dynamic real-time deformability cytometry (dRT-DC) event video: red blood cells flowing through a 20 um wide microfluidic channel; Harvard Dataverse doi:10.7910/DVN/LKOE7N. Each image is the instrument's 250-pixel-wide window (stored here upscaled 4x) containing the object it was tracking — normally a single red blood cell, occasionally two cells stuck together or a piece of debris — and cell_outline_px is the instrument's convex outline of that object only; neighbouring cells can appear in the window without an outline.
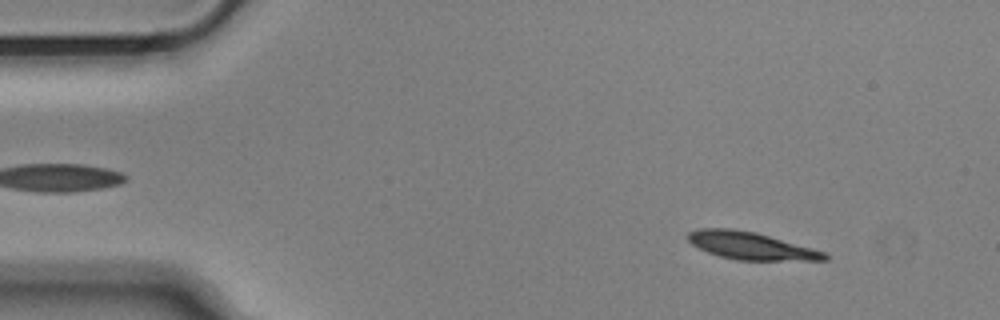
{"species": "Egyptian fruit bat (a non-hibernating species)", "species_latin": "Rousettus aegyptiacus", "temperature_condition": "cold", "stored_images_in_passage": 54, "camera_frame_rate_fps": 3000, "um_per_image_px": 0.085, "animal": {"sex": "male"}, "frame": {"image": 1, "passage_image": 6, "time_ms": 1.667, "image_size_px": [1000, 320], "cell_outline_px": [[828, 260], [736, 260], [720, 256], [708, 252], [692, 244], [688, 240], [688, 232], [700, 228], [732, 228], [756, 232], [812, 248], [824, 252], [828, 256]], "centroid_in_image_um": [63.8, 20.88], "position_along_channel_um": 21.2, "area_um2": 21.68}}
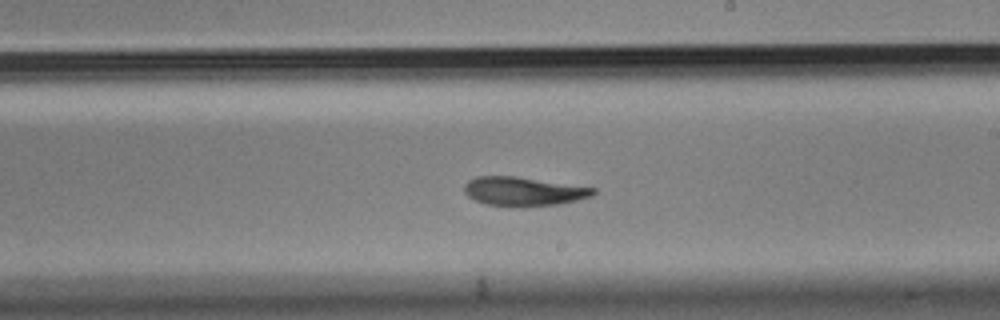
{"frame": {"image": 2, "passage_image": 31, "time_ms": 10.0, "image_size_px": [1000, 320], "cell_outline_px": [[596, 192], [592, 196], [560, 204], [484, 204], [468, 196], [464, 192], [464, 184], [468, 180], [476, 176], [516, 176], [596, 188]], "centroid_in_image_um": [44.48, 16.22], "position_along_channel_um": 244.5, "area_um2": 20.98}}
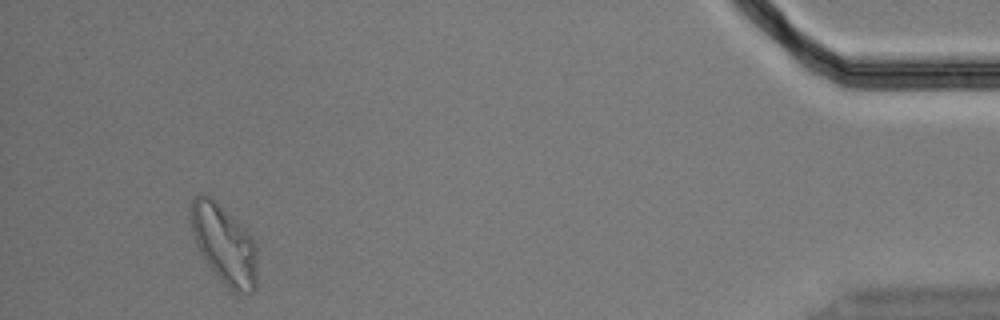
{"frame": {"image": 3, "passage_image": 51, "time_ms": 16.667, "image_size_px": [1000, 320], "cell_outline_px": [[256, 284], [252, 292], [236, 292], [228, 288], [212, 272], [200, 252], [196, 244], [192, 232], [188, 216], [188, 208], [192, 200], [196, 196], [204, 192], [212, 196], [252, 236], [256, 244]], "centroid_in_image_um": [19.0, 20.71], "position_along_channel_um": 416.2, "area_um2": 31.04}, "authors_computed_cell_mechanics": {"area_um2": 22.3686, "velocity_mm_per_s": 3.6256, "shape_relaxation_time_tau1_ms": 9.3551, "shape_relaxation_time_tau2_ms": 9.4419, "deformation_change_tau1": 0.2044, "deformation_change_tau2": 0.1634}}